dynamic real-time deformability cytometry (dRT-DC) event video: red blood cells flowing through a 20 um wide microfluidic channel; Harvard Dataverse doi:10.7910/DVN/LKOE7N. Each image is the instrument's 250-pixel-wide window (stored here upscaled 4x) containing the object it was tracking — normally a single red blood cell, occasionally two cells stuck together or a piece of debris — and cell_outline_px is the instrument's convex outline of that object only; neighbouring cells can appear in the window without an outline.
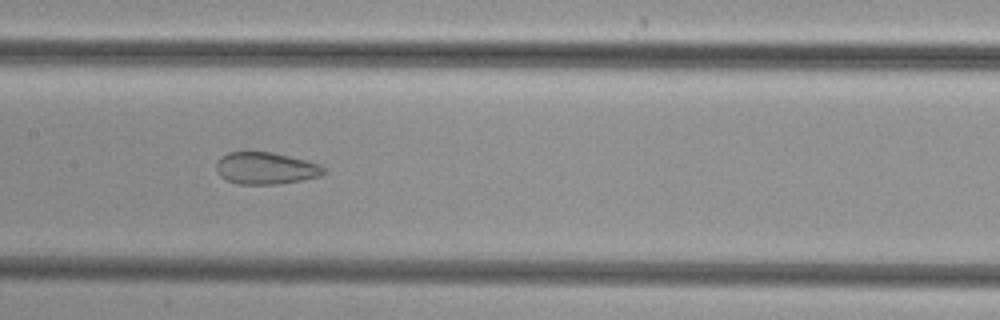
{"species": "common noctule bat (a hibernating species)", "species_latin": "Nyctalus noctula", "temperature_condition": "cold", "stored_images_in_passage": 49, "camera_frame_rate_fps": 3000, "um_per_image_px": 0.085, "animal": {"sex": "female", "body_mass_g": 29.2, "forearm_length_mm": 56.3}, "frame": {"image": 1, "passage_image": 24, "time_ms": 7.667, "image_size_px": [1000, 320], "cell_outline_px": [[324, 172], [320, 176], [300, 180], [276, 184], [240, 184], [228, 180], [220, 176], [216, 172], [216, 164], [228, 152], [272, 152], [320, 164], [324, 168]], "centroid_in_image_um": [22.58, 14.3], "position_along_channel_um": 184.8, "area_um2": 19.65}}
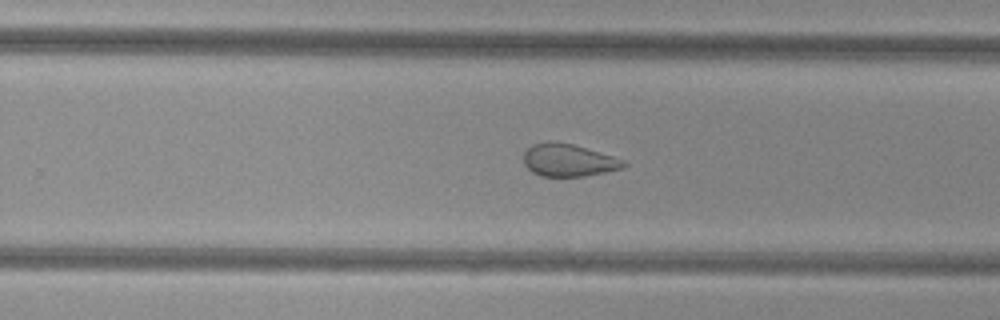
{"frame": {"image": 2, "passage_image": 31, "time_ms": 10.0, "image_size_px": [1000, 320], "cell_outline_px": [[628, 164], [620, 168], [604, 172], [584, 176], [540, 176], [532, 172], [524, 164], [524, 152], [532, 144], [548, 140], [572, 144], [628, 160]], "centroid_in_image_um": [48.32, 13.6], "position_along_channel_um": 281.5, "area_um2": 19.02}}
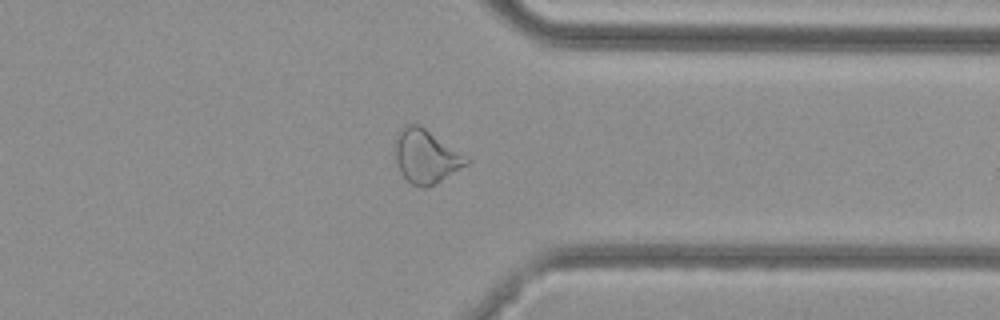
{"frame": {"image": 3, "passage_image": 38, "time_ms": 12.333, "image_size_px": [1000, 320], "cell_outline_px": [[472, 160], [468, 164], [436, 184], [424, 188], [412, 184], [400, 172], [396, 164], [392, 152], [396, 136], [400, 128], [404, 124], [420, 124], [468, 156]], "centroid_in_image_um": [36.19, 13.27], "position_along_channel_um": 375.2, "area_um2": 22.95}}